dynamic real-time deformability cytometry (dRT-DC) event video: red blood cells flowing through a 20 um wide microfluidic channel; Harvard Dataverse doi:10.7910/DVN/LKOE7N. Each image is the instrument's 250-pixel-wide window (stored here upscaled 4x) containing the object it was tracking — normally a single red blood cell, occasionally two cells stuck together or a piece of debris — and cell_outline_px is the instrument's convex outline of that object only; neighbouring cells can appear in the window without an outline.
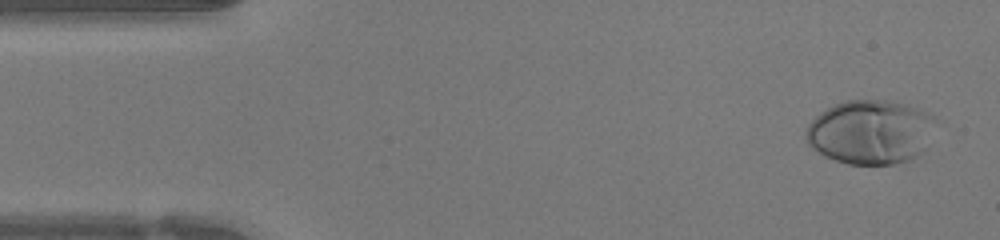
{"species": "human", "species_latin": "Homo sapiens", "temperature_condition": "warm", "stored_images_in_passage": 47, "camera_frame_rate_fps": 3000, "um_per_image_px": 0.085, "donor": {"sex": "female"}, "frame": {"image": 1, "passage_image": 2, "time_ms": 0.333, "image_size_px": [1000, 240], "cell_outline_px": [[936, 120], [924, 148], [916, 156], [908, 160], [896, 164], [848, 164], [824, 156], [812, 148], [808, 144], [804, 132], [808, 124], [820, 112], [836, 104], [848, 100], [884, 100], [904, 104], [928, 112], [936, 116]], "centroid_in_image_um": [73.96, 11.22], "position_along_channel_um": 11.0, "area_um2": 48.26}}
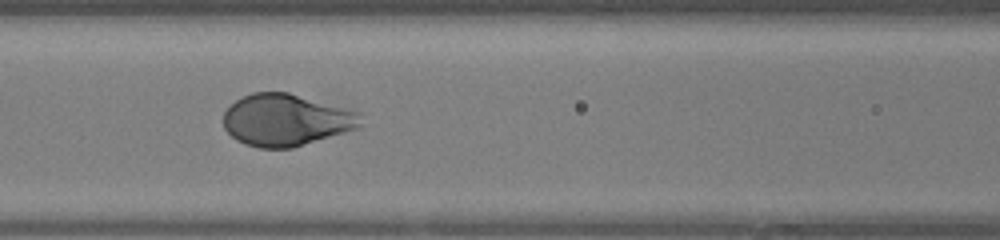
{"frame": {"image": 2, "passage_image": 19, "time_ms": 6.0, "image_size_px": [1000, 240], "cell_outline_px": [[360, 124], [356, 128], [292, 148], [260, 148], [244, 144], [236, 140], [224, 128], [224, 112], [240, 96], [252, 92], [288, 92], [360, 112]], "centroid_in_image_um": [24.26, 10.19], "position_along_channel_um": 142.3, "area_um2": 41.21}}
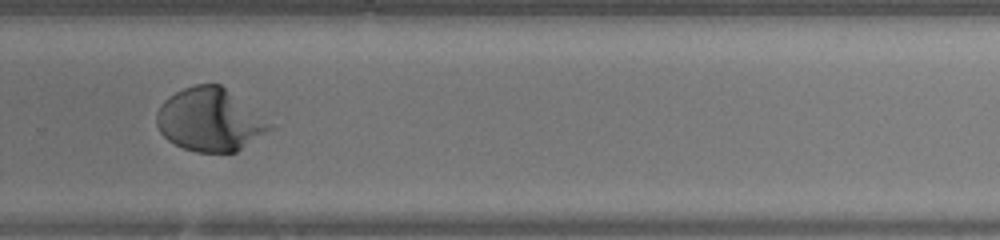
{"frame": {"image": 3, "passage_image": 31, "time_ms": 10.0, "image_size_px": [1000, 240], "cell_outline_px": [[276, 128], [236, 152], [196, 152], [184, 148], [168, 140], [160, 132], [156, 124], [156, 112], [160, 104], [168, 96], [184, 88], [196, 84], [220, 84], [272, 124]], "centroid_in_image_um": [17.83, 10.2], "position_along_channel_um": 312.0, "area_um2": 41.33}}